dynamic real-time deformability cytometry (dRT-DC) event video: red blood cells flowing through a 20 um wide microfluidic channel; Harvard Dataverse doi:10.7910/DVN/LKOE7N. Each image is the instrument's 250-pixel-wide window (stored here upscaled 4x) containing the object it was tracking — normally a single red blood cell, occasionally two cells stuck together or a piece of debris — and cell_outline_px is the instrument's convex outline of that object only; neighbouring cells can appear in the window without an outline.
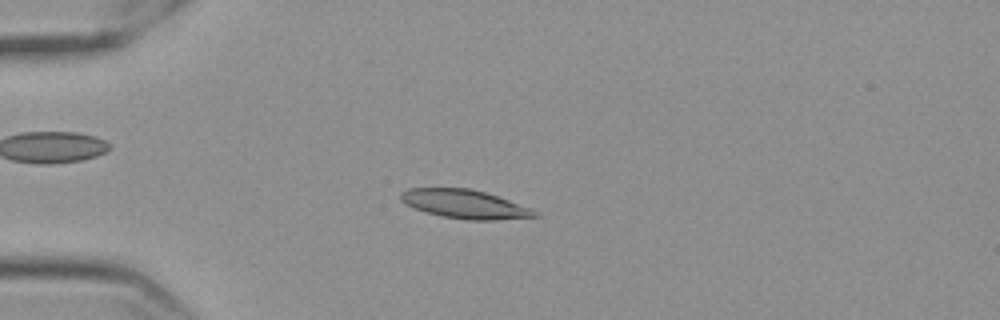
{"species": "Egyptian fruit bat (a non-hibernating species)", "species_latin": "Rousettus aegyptiacus", "temperature_condition": "cold", "stored_images_in_passage": 48, "camera_frame_rate_fps": 3000, "um_per_image_px": 0.085, "frame": {"image": 1, "passage_image": 6, "time_ms": 1.667, "image_size_px": [1000, 320], "cell_outline_px": [[540, 216], [496, 220], [468, 220], [440, 216], [416, 208], [400, 200], [400, 192], [408, 188], [468, 188], [484, 192], [532, 208], [540, 212]], "centroid_in_image_um": [39.54, 17.35], "position_along_channel_um": 45.5, "area_um2": 22.31}}
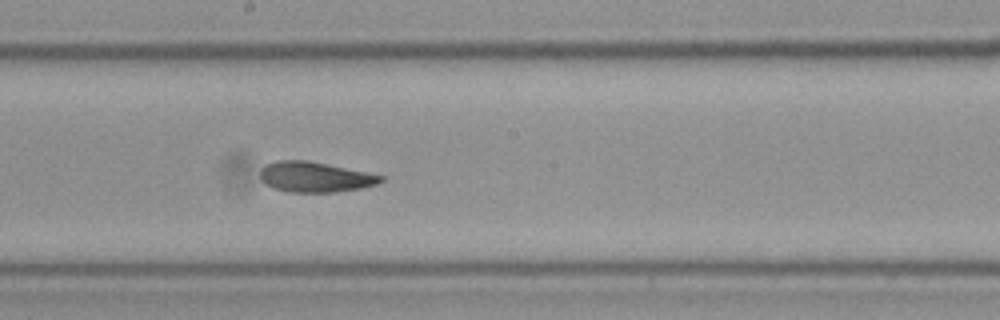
{"frame": {"image": 2, "passage_image": 23, "time_ms": 7.333, "image_size_px": [1000, 320], "cell_outline_px": [[384, 180], [376, 184], [360, 188], [332, 192], [288, 192], [272, 188], [264, 184], [260, 176], [260, 172], [264, 164], [276, 160], [308, 160], [384, 176]], "centroid_in_image_um": [26.71, 15.04], "position_along_channel_um": 221.5, "area_um2": 21.27}}
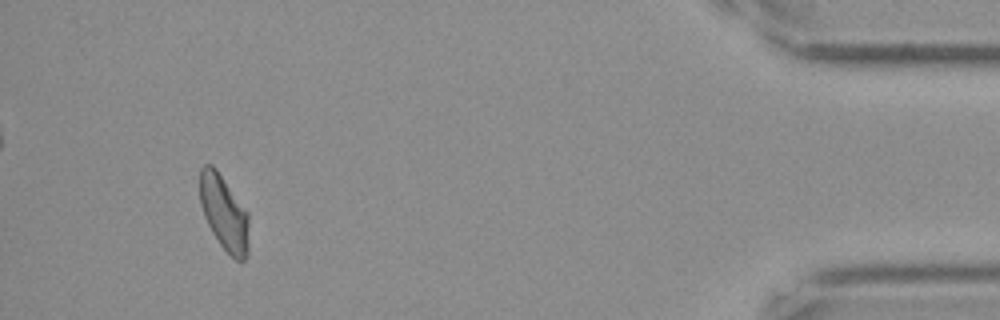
{"frame": {"image": 3, "passage_image": 45, "time_ms": 14.667, "image_size_px": [1000, 320], "cell_outline_px": [[248, 256], [244, 260], [236, 260], [220, 244], [212, 232], [204, 216], [200, 204], [200, 168], [204, 164], [212, 164], [216, 168], [248, 212]], "centroid_in_image_um": [19.04, 18.07], "position_along_channel_um": 416.2, "area_um2": 21.39}, "authors_computed_cell_mechanics": {"area_um2": 21.7906, "velocity_mm_per_s": 3.5169, "shape_relaxation_time_tau1_ms": 7.1505, "shape_relaxation_time_tau2_ms": 1.9235, "deformation_change_tau1": 0.1697, "deformation_change_tau2": 0.0701}}